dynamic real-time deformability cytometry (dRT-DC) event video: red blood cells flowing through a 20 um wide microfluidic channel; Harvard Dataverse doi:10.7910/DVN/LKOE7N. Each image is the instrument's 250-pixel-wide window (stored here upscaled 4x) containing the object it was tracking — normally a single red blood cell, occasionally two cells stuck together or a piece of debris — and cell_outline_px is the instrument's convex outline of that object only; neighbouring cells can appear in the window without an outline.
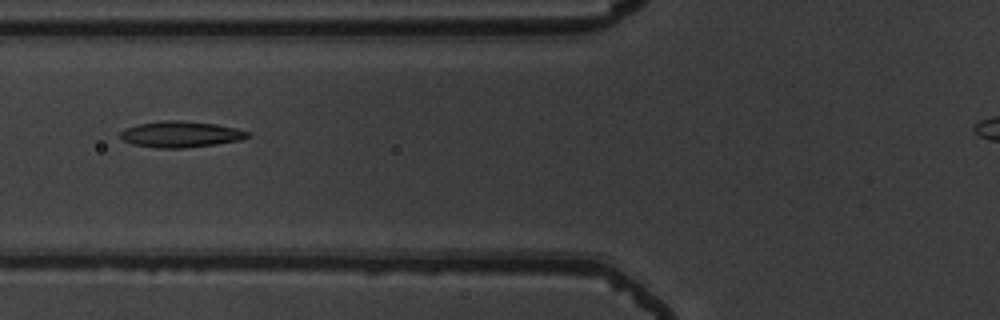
{"species": "common noctule bat (a hibernating species)", "species_latin": "Nyctalus noctula", "temperature_condition": "warm", "stored_images_in_passage": 36, "camera_frame_rate_fps": 3000, "um_per_image_px": 0.085, "animal": {"sex": "male", "body_mass_g": 19.5, "forearm_length_mm": 54.6}, "frame": {"image": 1, "passage_image": 7, "time_ms": 2.0, "image_size_px": [1000, 320], "cell_outline_px": [[252, 136], [240, 140], [216, 144], [184, 148], [156, 148], [132, 144], [124, 140], [120, 136], [120, 132], [124, 128], [136, 124], [164, 120], [180, 120], [216, 124], [236, 128], [248, 132]], "centroid_in_image_um": [15.34, 11.41], "position_along_channel_um": 110.5, "area_um2": 19.48}}
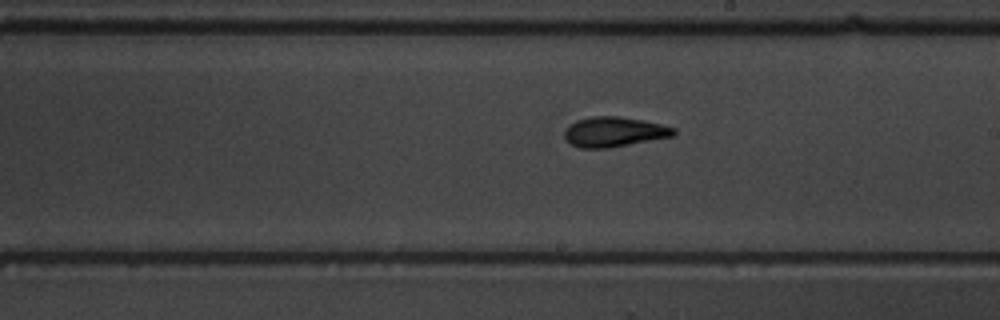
{"frame": {"image": 2, "passage_image": 17, "time_ms": 5.333, "image_size_px": [1000, 320], "cell_outline_px": [[676, 132], [672, 136], [608, 148], [580, 148], [572, 144], [564, 136], [564, 132], [568, 124], [576, 120], [592, 116], [620, 116], [660, 124], [676, 128]], "centroid_in_image_um": [52.16, 11.2], "position_along_channel_um": 236.8, "area_um2": 18.9}}
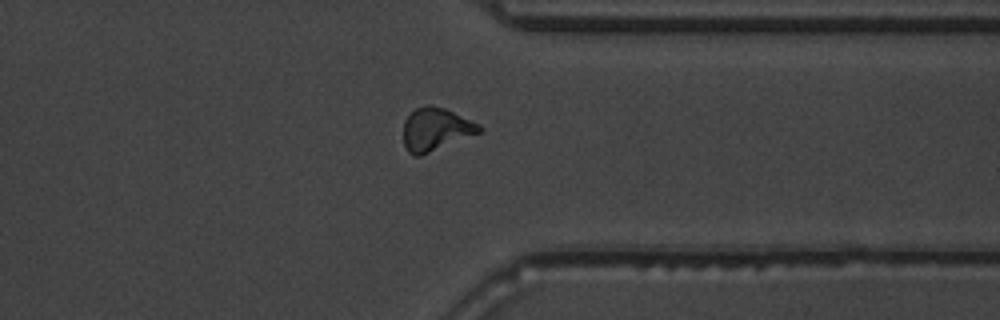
{"frame": {"image": 3, "passage_image": 28, "time_ms": 9.0, "image_size_px": [1000, 320], "cell_outline_px": [[484, 128], [480, 132], [420, 156], [412, 156], [408, 152], [404, 144], [404, 120], [416, 108], [428, 104], [432, 104], [444, 108], [480, 124]], "centroid_in_image_um": [37.03, 10.98], "position_along_channel_um": 374.4, "area_um2": 18.84}}